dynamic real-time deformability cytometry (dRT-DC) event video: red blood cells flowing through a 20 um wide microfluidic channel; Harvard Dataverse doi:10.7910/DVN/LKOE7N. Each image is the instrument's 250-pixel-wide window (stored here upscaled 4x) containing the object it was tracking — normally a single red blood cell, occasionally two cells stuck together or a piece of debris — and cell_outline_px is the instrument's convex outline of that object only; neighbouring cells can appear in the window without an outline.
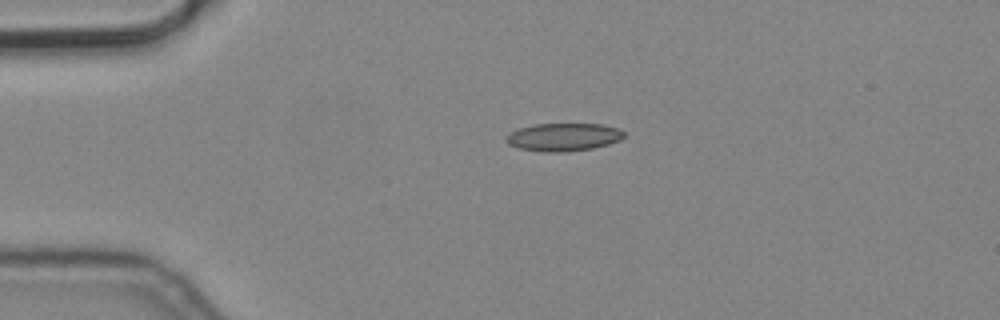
{"species": "common noctule bat (a hibernating species)", "species_latin": "Nyctalus noctula", "temperature_condition": "cold", "stored_images_in_passage": 2, "camera_frame_rate_fps": 3000, "um_per_image_px": 0.085, "animal": {"sex": "male", "body_mass_g": 19.2, "forearm_length_mm": 51.8}, "frame": {"image": 1, "passage_image": 1, "time_ms": 0.0, "image_size_px": [1000, 320], "cell_outline_px": [[624, 136], [620, 140], [608, 144], [592, 148], [564, 152], [544, 152], [520, 148], [508, 144], [504, 140], [504, 136], [508, 132], [520, 128], [536, 124], [600, 124], [616, 128], [624, 132]], "centroid_in_image_um": [47.84, 11.65], "position_along_channel_um": 37.2, "area_um2": 19.13}}